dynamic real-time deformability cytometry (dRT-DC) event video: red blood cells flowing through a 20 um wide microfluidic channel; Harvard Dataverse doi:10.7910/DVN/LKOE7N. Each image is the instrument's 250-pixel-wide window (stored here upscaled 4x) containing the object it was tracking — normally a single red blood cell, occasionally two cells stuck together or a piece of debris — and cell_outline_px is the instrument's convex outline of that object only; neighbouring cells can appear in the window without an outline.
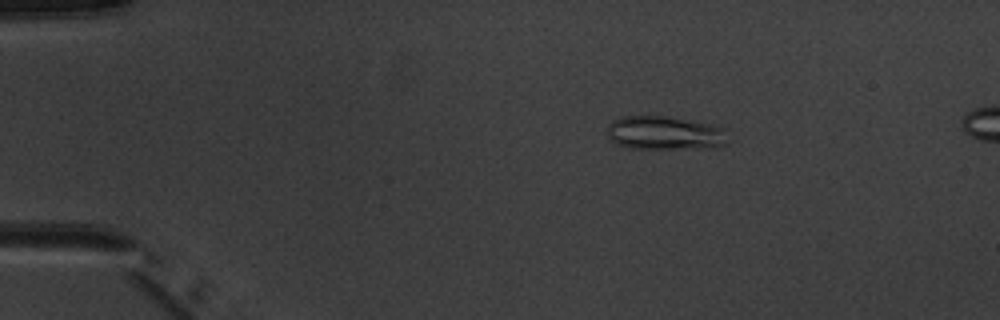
{"species": "common noctule bat (a hibernating species)", "species_latin": "Nyctalus noctula", "temperature_condition": "warm", "stored_images_in_passage": 7, "camera_frame_rate_fps": 3000, "um_per_image_px": 0.085, "animal": {"sex": "male", "body_mass_g": 20.1, "forearm_length_mm": 53.5}, "frame": {"image": 1, "passage_image": 3, "time_ms": 2.333, "image_size_px": [1000, 320], "cell_outline_px": [[732, 140], [716, 148], [632, 148], [616, 144], [608, 136], [608, 124], [612, 120], [620, 116], [664, 116], [716, 124], [724, 128]], "centroid_in_image_um": [56.58, 11.3], "position_along_channel_um": 28.4, "area_um2": 24.1}}
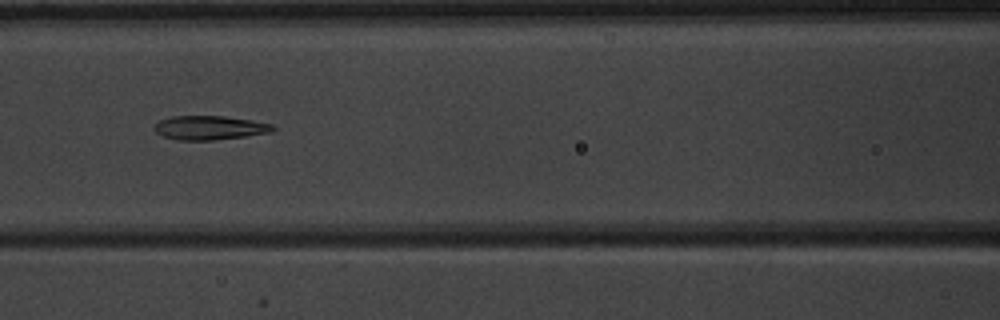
{"frame": {"image": 2, "passage_image": 7, "time_ms": 7.0, "image_size_px": [1000, 320], "cell_outline_px": [[276, 128], [272, 132], [244, 136], [212, 140], [176, 140], [160, 136], [152, 128], [160, 120], [172, 116], [224, 116], [252, 120], [272, 124]], "centroid_in_image_um": [17.79, 10.86], "position_along_channel_um": 148.8, "area_um2": 16.65}}